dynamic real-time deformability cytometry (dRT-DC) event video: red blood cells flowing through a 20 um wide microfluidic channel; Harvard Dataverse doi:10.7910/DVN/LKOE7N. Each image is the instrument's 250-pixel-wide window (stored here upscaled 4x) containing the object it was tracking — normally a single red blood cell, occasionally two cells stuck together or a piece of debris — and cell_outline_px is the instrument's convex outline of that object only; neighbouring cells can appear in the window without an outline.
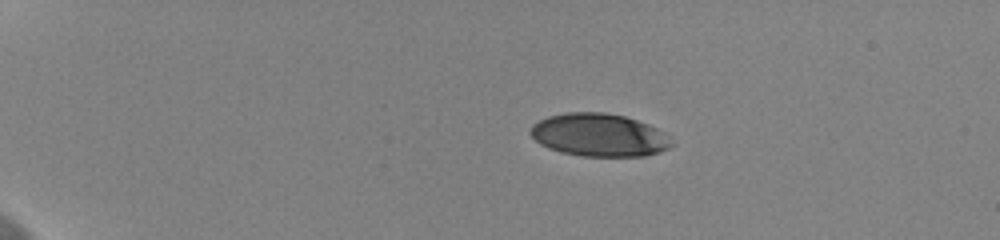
{"species": "human", "species_latin": "Homo sapiens", "temperature_condition": "cold", "stored_images_in_passage": 18, "camera_frame_rate_fps": 3000, "um_per_image_px": 0.085, "donor": {"sex": "female"}, "frame": {"image": 1, "passage_image": 13, "time_ms": 4.0, "image_size_px": [1000, 240], "cell_outline_px": [[672, 144], [668, 148], [660, 152], [644, 156], [580, 156], [560, 152], [548, 148], [540, 144], [528, 132], [532, 124], [548, 116], [564, 112], [604, 112], [624, 116], [648, 124], [656, 128], [668, 136]], "centroid_in_image_um": [50.88, 11.48], "position_along_channel_um": 34.1, "area_um2": 35.32}}